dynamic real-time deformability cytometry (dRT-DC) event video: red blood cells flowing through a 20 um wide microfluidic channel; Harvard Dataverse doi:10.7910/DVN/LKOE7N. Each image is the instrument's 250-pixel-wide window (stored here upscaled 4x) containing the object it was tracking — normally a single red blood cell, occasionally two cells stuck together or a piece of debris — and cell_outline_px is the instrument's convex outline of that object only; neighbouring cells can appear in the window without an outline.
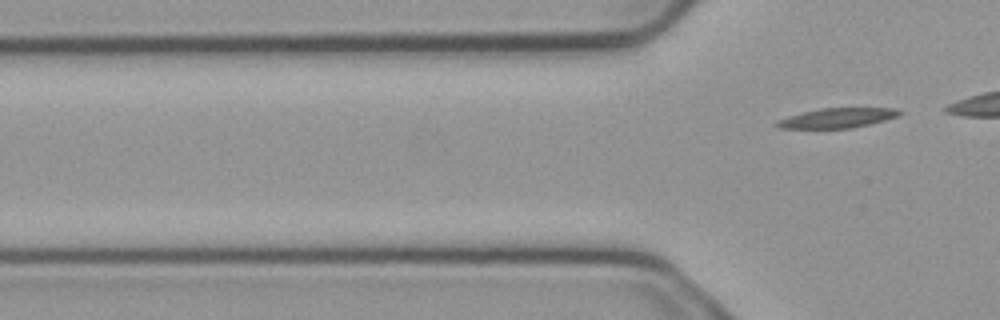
{"species": "common noctule bat (a hibernating species)", "species_latin": "Nyctalus noctula", "temperature_condition": "cold", "stored_images_in_passage": 3, "segment_of_instrument_passage": [2, 2], "camera_frame_rate_fps": 3000, "um_per_image_px": 0.085, "animal": {"sex": "male", "body_mass_g": 23.1, "forearm_length_mm": 52.7}, "frame": {"image": 1, "passage_image": 3, "time_ms": 0.667, "image_size_px": [1000, 320], "cell_outline_px": [[904, 112], [896, 116], [884, 120], [852, 128], [780, 128], [776, 124], [776, 120], [788, 116], [820, 108], [896, 108]], "centroid_in_image_um": [71.17, 10.02], "position_along_channel_um": 54.6, "area_um2": 13.93}}